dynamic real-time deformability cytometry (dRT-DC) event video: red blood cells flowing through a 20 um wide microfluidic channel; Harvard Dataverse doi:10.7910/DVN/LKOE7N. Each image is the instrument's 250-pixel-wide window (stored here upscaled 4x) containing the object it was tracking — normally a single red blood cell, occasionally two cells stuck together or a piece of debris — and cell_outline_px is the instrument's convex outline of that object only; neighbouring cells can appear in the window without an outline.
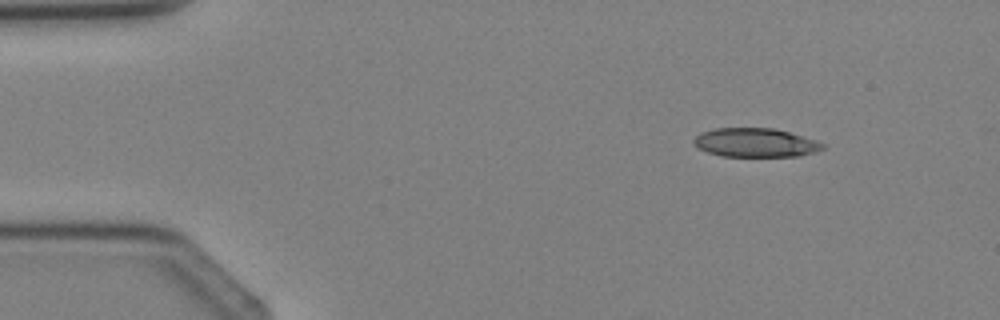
{"species": "Egyptian fruit bat (a non-hibernating species)", "species_latin": "Rousettus aegyptiacus", "temperature_condition": "cold", "stored_images_in_passage": 3, "camera_frame_rate_fps": 3000, "um_per_image_px": 0.085, "animal": {"sex": "female"}, "frame": {"image": 1, "passage_image": 2, "time_ms": 1.0, "image_size_px": [1000, 320], "cell_outline_px": [[824, 148], [800, 156], [720, 156], [708, 152], [700, 148], [692, 140], [700, 132], [716, 128], [772, 128], [788, 132], [816, 140], [824, 144]], "centroid_in_image_um": [64.19, 12.12], "position_along_channel_um": 20.8, "area_um2": 21.44}}